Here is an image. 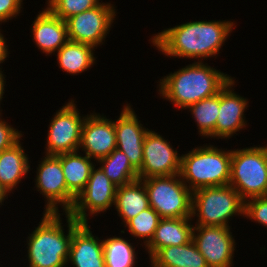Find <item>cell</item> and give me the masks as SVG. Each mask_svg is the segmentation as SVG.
<instances>
[{
    "label": "cell",
    "mask_w": 267,
    "mask_h": 267,
    "mask_svg": "<svg viewBox=\"0 0 267 267\" xmlns=\"http://www.w3.org/2000/svg\"><path fill=\"white\" fill-rule=\"evenodd\" d=\"M96 166L68 213L80 223H88L90 217L107 212L106 210L112 209L115 204L117 186Z\"/></svg>",
    "instance_id": "11"
},
{
    "label": "cell",
    "mask_w": 267,
    "mask_h": 267,
    "mask_svg": "<svg viewBox=\"0 0 267 267\" xmlns=\"http://www.w3.org/2000/svg\"><path fill=\"white\" fill-rule=\"evenodd\" d=\"M42 9L32 21L30 36L40 52L52 56L68 41L67 26L64 20L53 15L47 8Z\"/></svg>",
    "instance_id": "18"
},
{
    "label": "cell",
    "mask_w": 267,
    "mask_h": 267,
    "mask_svg": "<svg viewBox=\"0 0 267 267\" xmlns=\"http://www.w3.org/2000/svg\"><path fill=\"white\" fill-rule=\"evenodd\" d=\"M146 188L149 206L161 218H184L192 215L193 192L180 174L140 179Z\"/></svg>",
    "instance_id": "7"
},
{
    "label": "cell",
    "mask_w": 267,
    "mask_h": 267,
    "mask_svg": "<svg viewBox=\"0 0 267 267\" xmlns=\"http://www.w3.org/2000/svg\"><path fill=\"white\" fill-rule=\"evenodd\" d=\"M169 139L150 129L144 139L139 179L180 174L182 156Z\"/></svg>",
    "instance_id": "12"
},
{
    "label": "cell",
    "mask_w": 267,
    "mask_h": 267,
    "mask_svg": "<svg viewBox=\"0 0 267 267\" xmlns=\"http://www.w3.org/2000/svg\"><path fill=\"white\" fill-rule=\"evenodd\" d=\"M149 207L148 194L140 179L117 187L114 208L123 226Z\"/></svg>",
    "instance_id": "22"
},
{
    "label": "cell",
    "mask_w": 267,
    "mask_h": 267,
    "mask_svg": "<svg viewBox=\"0 0 267 267\" xmlns=\"http://www.w3.org/2000/svg\"><path fill=\"white\" fill-rule=\"evenodd\" d=\"M122 106L119 117L114 120L116 148L122 151L131 165L139 171L143 162L144 139L150 129L139 121L130 103Z\"/></svg>",
    "instance_id": "16"
},
{
    "label": "cell",
    "mask_w": 267,
    "mask_h": 267,
    "mask_svg": "<svg viewBox=\"0 0 267 267\" xmlns=\"http://www.w3.org/2000/svg\"><path fill=\"white\" fill-rule=\"evenodd\" d=\"M77 101L70 99L53 114L47 130L45 155H60L78 151L86 115L80 114Z\"/></svg>",
    "instance_id": "9"
},
{
    "label": "cell",
    "mask_w": 267,
    "mask_h": 267,
    "mask_svg": "<svg viewBox=\"0 0 267 267\" xmlns=\"http://www.w3.org/2000/svg\"><path fill=\"white\" fill-rule=\"evenodd\" d=\"M244 217L267 229V196L246 200Z\"/></svg>",
    "instance_id": "30"
},
{
    "label": "cell",
    "mask_w": 267,
    "mask_h": 267,
    "mask_svg": "<svg viewBox=\"0 0 267 267\" xmlns=\"http://www.w3.org/2000/svg\"><path fill=\"white\" fill-rule=\"evenodd\" d=\"M1 32H4L3 29H0V68L2 69L3 67L1 64H4V62L7 60V57L9 58L10 50L8 48L9 46L7 45V39Z\"/></svg>",
    "instance_id": "33"
},
{
    "label": "cell",
    "mask_w": 267,
    "mask_h": 267,
    "mask_svg": "<svg viewBox=\"0 0 267 267\" xmlns=\"http://www.w3.org/2000/svg\"><path fill=\"white\" fill-rule=\"evenodd\" d=\"M231 227L194 225L192 240L208 267H233L236 240Z\"/></svg>",
    "instance_id": "13"
},
{
    "label": "cell",
    "mask_w": 267,
    "mask_h": 267,
    "mask_svg": "<svg viewBox=\"0 0 267 267\" xmlns=\"http://www.w3.org/2000/svg\"><path fill=\"white\" fill-rule=\"evenodd\" d=\"M39 163L34 188L45 199L43 213H69L76 197L67 189L60 155H44Z\"/></svg>",
    "instance_id": "8"
},
{
    "label": "cell",
    "mask_w": 267,
    "mask_h": 267,
    "mask_svg": "<svg viewBox=\"0 0 267 267\" xmlns=\"http://www.w3.org/2000/svg\"><path fill=\"white\" fill-rule=\"evenodd\" d=\"M96 164L117 187L139 179L138 171L131 165L127 156L117 148L110 155L99 159Z\"/></svg>",
    "instance_id": "26"
},
{
    "label": "cell",
    "mask_w": 267,
    "mask_h": 267,
    "mask_svg": "<svg viewBox=\"0 0 267 267\" xmlns=\"http://www.w3.org/2000/svg\"><path fill=\"white\" fill-rule=\"evenodd\" d=\"M235 77L219 91V114L216 122V140H229L235 134L248 127L245 112L249 105V99L235 92L237 86ZM235 85V86H234ZM248 124V125H247Z\"/></svg>",
    "instance_id": "14"
},
{
    "label": "cell",
    "mask_w": 267,
    "mask_h": 267,
    "mask_svg": "<svg viewBox=\"0 0 267 267\" xmlns=\"http://www.w3.org/2000/svg\"><path fill=\"white\" fill-rule=\"evenodd\" d=\"M192 221L191 217L161 218L152 240L144 248L149 260L164 247L189 243L194 227Z\"/></svg>",
    "instance_id": "19"
},
{
    "label": "cell",
    "mask_w": 267,
    "mask_h": 267,
    "mask_svg": "<svg viewBox=\"0 0 267 267\" xmlns=\"http://www.w3.org/2000/svg\"><path fill=\"white\" fill-rule=\"evenodd\" d=\"M245 201L229 184L193 191L191 219L198 226H230L235 216L244 218ZM231 219V220H230Z\"/></svg>",
    "instance_id": "5"
},
{
    "label": "cell",
    "mask_w": 267,
    "mask_h": 267,
    "mask_svg": "<svg viewBox=\"0 0 267 267\" xmlns=\"http://www.w3.org/2000/svg\"><path fill=\"white\" fill-rule=\"evenodd\" d=\"M196 122L198 133L203 139L216 138V122L219 114V92L209 98L190 105L187 109Z\"/></svg>",
    "instance_id": "27"
},
{
    "label": "cell",
    "mask_w": 267,
    "mask_h": 267,
    "mask_svg": "<svg viewBox=\"0 0 267 267\" xmlns=\"http://www.w3.org/2000/svg\"><path fill=\"white\" fill-rule=\"evenodd\" d=\"M38 226L26 239L28 267H68L73 231L81 224L68 213H42ZM66 219L63 225L62 217ZM66 227L67 230L64 229Z\"/></svg>",
    "instance_id": "3"
},
{
    "label": "cell",
    "mask_w": 267,
    "mask_h": 267,
    "mask_svg": "<svg viewBox=\"0 0 267 267\" xmlns=\"http://www.w3.org/2000/svg\"><path fill=\"white\" fill-rule=\"evenodd\" d=\"M24 0H0V26L20 16ZM22 9V10H21Z\"/></svg>",
    "instance_id": "32"
},
{
    "label": "cell",
    "mask_w": 267,
    "mask_h": 267,
    "mask_svg": "<svg viewBox=\"0 0 267 267\" xmlns=\"http://www.w3.org/2000/svg\"><path fill=\"white\" fill-rule=\"evenodd\" d=\"M229 185L244 201L267 196V144L232 150Z\"/></svg>",
    "instance_id": "6"
},
{
    "label": "cell",
    "mask_w": 267,
    "mask_h": 267,
    "mask_svg": "<svg viewBox=\"0 0 267 267\" xmlns=\"http://www.w3.org/2000/svg\"><path fill=\"white\" fill-rule=\"evenodd\" d=\"M2 114L0 113V152L12 147L24 137L22 131H19L18 128L16 129L11 123H8L9 120H4Z\"/></svg>",
    "instance_id": "31"
},
{
    "label": "cell",
    "mask_w": 267,
    "mask_h": 267,
    "mask_svg": "<svg viewBox=\"0 0 267 267\" xmlns=\"http://www.w3.org/2000/svg\"><path fill=\"white\" fill-rule=\"evenodd\" d=\"M149 264L150 267H208L193 240L180 246H167L160 249L149 260Z\"/></svg>",
    "instance_id": "23"
},
{
    "label": "cell",
    "mask_w": 267,
    "mask_h": 267,
    "mask_svg": "<svg viewBox=\"0 0 267 267\" xmlns=\"http://www.w3.org/2000/svg\"><path fill=\"white\" fill-rule=\"evenodd\" d=\"M45 6L53 15L62 20L97 7L100 0H47Z\"/></svg>",
    "instance_id": "29"
},
{
    "label": "cell",
    "mask_w": 267,
    "mask_h": 267,
    "mask_svg": "<svg viewBox=\"0 0 267 267\" xmlns=\"http://www.w3.org/2000/svg\"><path fill=\"white\" fill-rule=\"evenodd\" d=\"M96 48L89 44L68 40L56 53V63L67 74L81 75L90 70L97 62L94 56Z\"/></svg>",
    "instance_id": "21"
},
{
    "label": "cell",
    "mask_w": 267,
    "mask_h": 267,
    "mask_svg": "<svg viewBox=\"0 0 267 267\" xmlns=\"http://www.w3.org/2000/svg\"><path fill=\"white\" fill-rule=\"evenodd\" d=\"M224 149L206 143L181 154L180 176L192 192L204 187L229 184L232 149Z\"/></svg>",
    "instance_id": "4"
},
{
    "label": "cell",
    "mask_w": 267,
    "mask_h": 267,
    "mask_svg": "<svg viewBox=\"0 0 267 267\" xmlns=\"http://www.w3.org/2000/svg\"><path fill=\"white\" fill-rule=\"evenodd\" d=\"M11 194L8 192V190L0 183V205H4V202L6 199H8V196ZM0 206V208H1Z\"/></svg>",
    "instance_id": "35"
},
{
    "label": "cell",
    "mask_w": 267,
    "mask_h": 267,
    "mask_svg": "<svg viewBox=\"0 0 267 267\" xmlns=\"http://www.w3.org/2000/svg\"><path fill=\"white\" fill-rule=\"evenodd\" d=\"M21 138L12 147L0 152V183L11 194L31 170L28 154Z\"/></svg>",
    "instance_id": "20"
},
{
    "label": "cell",
    "mask_w": 267,
    "mask_h": 267,
    "mask_svg": "<svg viewBox=\"0 0 267 267\" xmlns=\"http://www.w3.org/2000/svg\"><path fill=\"white\" fill-rule=\"evenodd\" d=\"M160 219V215L152 207H149L130 219L120 232L121 234H124L125 231L129 232L131 238L133 237L135 240L138 238L136 241L141 240L140 246L145 248L152 240Z\"/></svg>",
    "instance_id": "28"
},
{
    "label": "cell",
    "mask_w": 267,
    "mask_h": 267,
    "mask_svg": "<svg viewBox=\"0 0 267 267\" xmlns=\"http://www.w3.org/2000/svg\"><path fill=\"white\" fill-rule=\"evenodd\" d=\"M60 161L67 189L77 197L87 185L96 162L80 151L60 154Z\"/></svg>",
    "instance_id": "24"
},
{
    "label": "cell",
    "mask_w": 267,
    "mask_h": 267,
    "mask_svg": "<svg viewBox=\"0 0 267 267\" xmlns=\"http://www.w3.org/2000/svg\"><path fill=\"white\" fill-rule=\"evenodd\" d=\"M88 223H81L72 233L67 265L73 267H106L102 240L94 235Z\"/></svg>",
    "instance_id": "17"
},
{
    "label": "cell",
    "mask_w": 267,
    "mask_h": 267,
    "mask_svg": "<svg viewBox=\"0 0 267 267\" xmlns=\"http://www.w3.org/2000/svg\"><path fill=\"white\" fill-rule=\"evenodd\" d=\"M117 147L114 120L102 113L87 114L82 126L78 151L98 161L110 155Z\"/></svg>",
    "instance_id": "15"
},
{
    "label": "cell",
    "mask_w": 267,
    "mask_h": 267,
    "mask_svg": "<svg viewBox=\"0 0 267 267\" xmlns=\"http://www.w3.org/2000/svg\"><path fill=\"white\" fill-rule=\"evenodd\" d=\"M103 255L106 267H135L138 261L135 243L122 236H106L102 239Z\"/></svg>",
    "instance_id": "25"
},
{
    "label": "cell",
    "mask_w": 267,
    "mask_h": 267,
    "mask_svg": "<svg viewBox=\"0 0 267 267\" xmlns=\"http://www.w3.org/2000/svg\"><path fill=\"white\" fill-rule=\"evenodd\" d=\"M231 78L206 61H194L158 80L157 93L177 110L183 111L202 99L216 95Z\"/></svg>",
    "instance_id": "2"
},
{
    "label": "cell",
    "mask_w": 267,
    "mask_h": 267,
    "mask_svg": "<svg viewBox=\"0 0 267 267\" xmlns=\"http://www.w3.org/2000/svg\"><path fill=\"white\" fill-rule=\"evenodd\" d=\"M110 1L73 15L65 20L68 40L89 44L96 49L104 45L116 20L117 9Z\"/></svg>",
    "instance_id": "10"
},
{
    "label": "cell",
    "mask_w": 267,
    "mask_h": 267,
    "mask_svg": "<svg viewBox=\"0 0 267 267\" xmlns=\"http://www.w3.org/2000/svg\"><path fill=\"white\" fill-rule=\"evenodd\" d=\"M5 78H6V75L4 74L2 69L0 68V108L2 107L1 102L4 99L3 95L5 94V86H6L5 82H7ZM0 113H2V108L0 109Z\"/></svg>",
    "instance_id": "34"
},
{
    "label": "cell",
    "mask_w": 267,
    "mask_h": 267,
    "mask_svg": "<svg viewBox=\"0 0 267 267\" xmlns=\"http://www.w3.org/2000/svg\"><path fill=\"white\" fill-rule=\"evenodd\" d=\"M236 24L232 20H192L164 28L152 35L149 43L167 57L204 62L217 59Z\"/></svg>",
    "instance_id": "1"
}]
</instances>
